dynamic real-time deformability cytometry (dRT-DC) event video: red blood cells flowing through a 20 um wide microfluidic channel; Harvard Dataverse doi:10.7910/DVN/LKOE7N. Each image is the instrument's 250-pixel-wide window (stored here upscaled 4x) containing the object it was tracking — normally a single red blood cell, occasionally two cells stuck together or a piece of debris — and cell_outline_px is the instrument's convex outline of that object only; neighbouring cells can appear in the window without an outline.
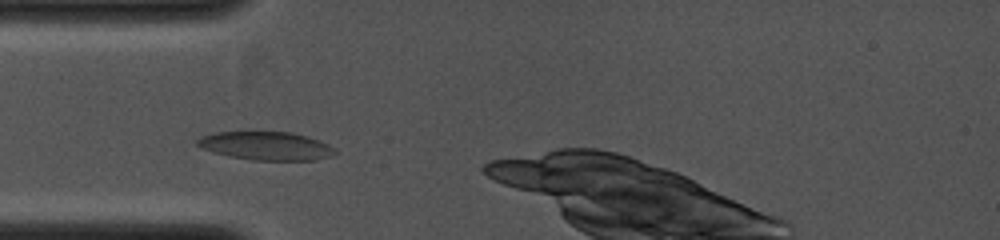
{"species": "common noctule bat (a hibernating species)", "species_latin": "Nyctalus noctula", "temperature_condition": "cold", "stored_images_in_passage": 14, "camera_frame_rate_fps": 4000, "um_per_image_px": 0.085, "animal": {"sex": "female", "body_mass_g": 19.0, "forearm_length_mm": 53.3}, "frame": {"image": 1, "passage_image": 2, "time_ms": 0.25, "image_size_px": [1000, 240], "cell_outline_px": [[336, 152], [332, 156], [316, 160], [252, 160], [228, 156], [204, 148], [196, 144], [196, 140], [200, 136], [216, 132], [292, 132], [308, 136], [320, 140], [336, 148]], "centroid_in_image_um": [22.67, 12.39], "position_along_channel_um": 62.3, "area_um2": 22.83}}
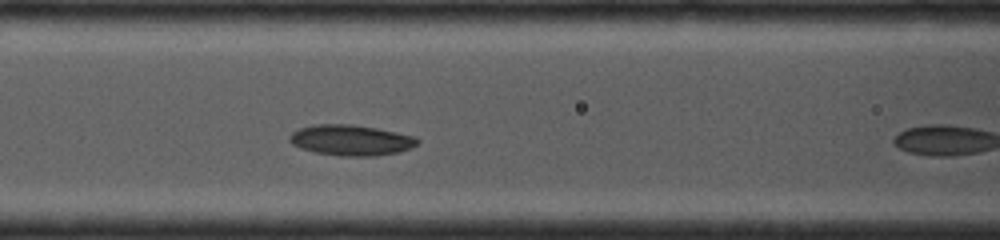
{"frame": {"image": 2, "passage_image": 9, "time_ms": 1.75, "image_size_px": [1000, 240], "cell_outline_px": [[420, 140], [412, 148], [400, 152], [376, 156], [340, 156], [316, 152], [300, 148], [292, 144], [288, 140], [288, 136], [292, 132], [300, 128], [312, 124], [352, 124], [376, 128], [416, 136]], "centroid_in_image_um": [29.83, 11.91], "position_along_channel_um": 136.8, "area_um2": 23.06}}
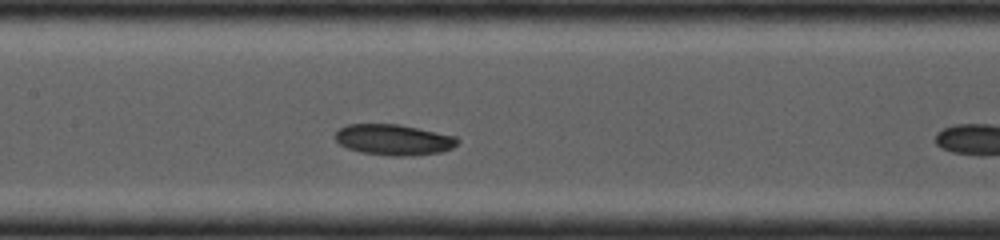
{"frame": {"image": 3, "passage_image": 13, "time_ms": 2.5, "image_size_px": [1000, 240], "cell_outline_px": [[460, 140], [452, 148], [440, 152], [412, 156], [392, 156], [360, 152], [348, 148], [340, 144], [332, 136], [340, 128], [348, 124], [400, 124], [456, 136]], "centroid_in_image_um": [33.45, 11.87], "position_along_channel_um": 173.9, "area_um2": 22.08}}